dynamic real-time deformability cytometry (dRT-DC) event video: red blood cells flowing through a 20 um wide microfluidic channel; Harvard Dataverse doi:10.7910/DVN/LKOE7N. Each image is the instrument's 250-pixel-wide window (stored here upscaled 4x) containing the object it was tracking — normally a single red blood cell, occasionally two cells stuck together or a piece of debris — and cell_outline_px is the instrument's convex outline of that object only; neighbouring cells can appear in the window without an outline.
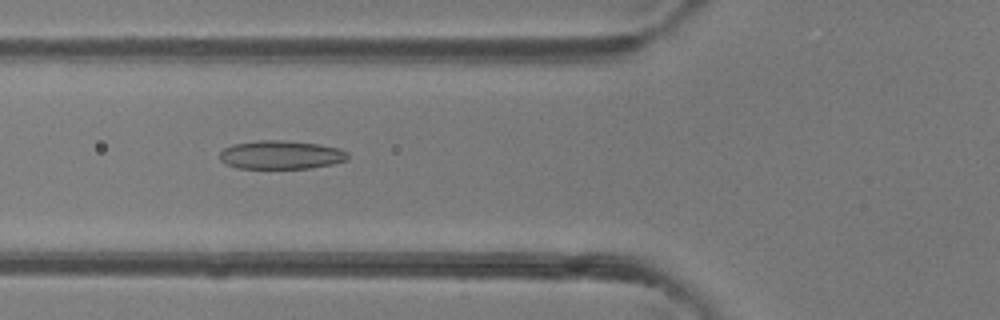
{"species": "common noctule bat (a hibernating species)", "species_latin": "Nyctalus noctula", "temperature_condition": "room temperature", "stored_images_in_passage": 40, "camera_frame_rate_fps": 3000, "um_per_image_px": 0.085, "animal": {"sex": "female"}, "frame": {"image": 1, "passage_image": 11, "time_ms": 3.333, "image_size_px": [1000, 320], "cell_outline_px": [[348, 160], [332, 164], [312, 168], [236, 168], [220, 160], [220, 152], [224, 148], [232, 144], [256, 140], [280, 140], [320, 144], [340, 148], [348, 152]], "centroid_in_image_um": [23.9, 13.15], "position_along_channel_um": 101.9, "area_um2": 21.44}}
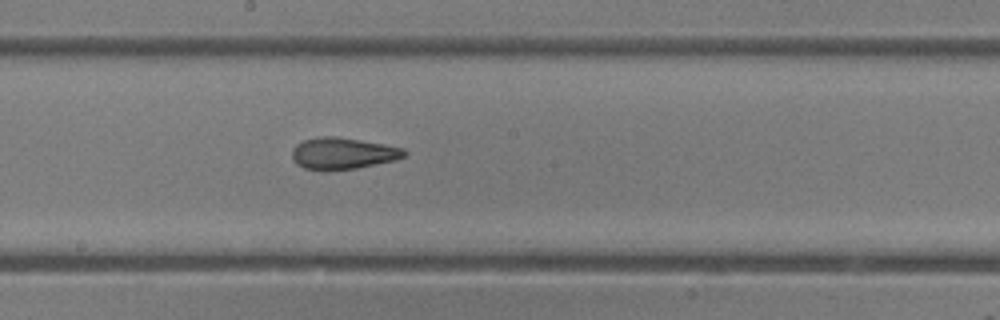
{"frame": {"image": 2, "passage_image": 19, "time_ms": 6.0, "image_size_px": [1000, 320], "cell_outline_px": [[408, 152], [404, 156], [396, 160], [356, 168], [324, 172], [304, 168], [296, 164], [292, 160], [292, 148], [296, 144], [304, 140], [324, 136], [332, 136], [384, 144], [404, 148]], "centroid_in_image_um": [29.11, 13.06], "position_along_channel_um": 219.1, "area_um2": 20.87}}
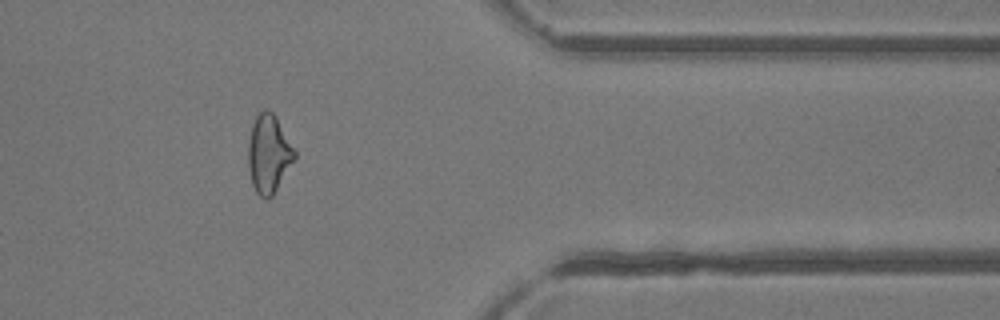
{"frame": {"image": 3, "passage_image": 32, "time_ms": 10.333, "image_size_px": [1000, 320], "cell_outline_px": [[296, 156], [272, 196], [268, 200], [264, 200], [256, 192], [252, 184], [248, 168], [248, 144], [252, 124], [256, 116], [264, 108], [268, 108], [276, 116], [296, 152]], "centroid_in_image_um": [22.82, 13.07], "position_along_channel_um": 388.6, "area_um2": 21.1}, "authors_computed_cell_mechanics": {"area_um2": 21.1837, "velocity_mm_per_s": 4.3723, "shape_relaxation_time_tau1_ms": null, "shape_relaxation_time_tau2_ms": 2.0202, "deformation_change_tau1": null, "deformation_change_tau2": 0.1007}}